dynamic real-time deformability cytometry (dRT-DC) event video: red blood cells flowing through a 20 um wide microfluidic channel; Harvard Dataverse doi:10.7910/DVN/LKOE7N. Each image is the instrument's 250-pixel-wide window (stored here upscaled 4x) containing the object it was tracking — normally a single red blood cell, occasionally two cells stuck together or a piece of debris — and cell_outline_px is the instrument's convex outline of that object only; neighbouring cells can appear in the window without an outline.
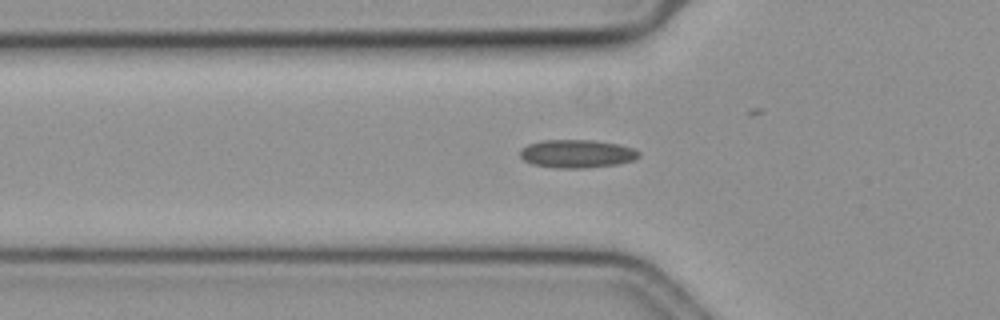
{"species": "common noctule bat (a hibernating species)", "species_latin": "Nyctalus noctula", "temperature_condition": "cold", "stored_images_in_passage": 36, "camera_frame_rate_fps": 3000, "um_per_image_px": 0.085, "animal": {"sex": "female", "body_mass_g": 19.3, "forearm_length_mm": 54.1}, "frame": {"image": 1, "passage_image": 3, "time_ms": 0.667, "image_size_px": [1000, 320], "cell_outline_px": [[640, 156], [636, 160], [616, 164], [584, 168], [556, 168], [532, 164], [524, 160], [520, 156], [520, 148], [528, 144], [540, 140], [596, 140], [616, 144], [632, 148], [640, 152]], "centroid_in_image_um": [49.02, 13.06], "position_along_channel_um": 76.8, "area_um2": 19.59}}
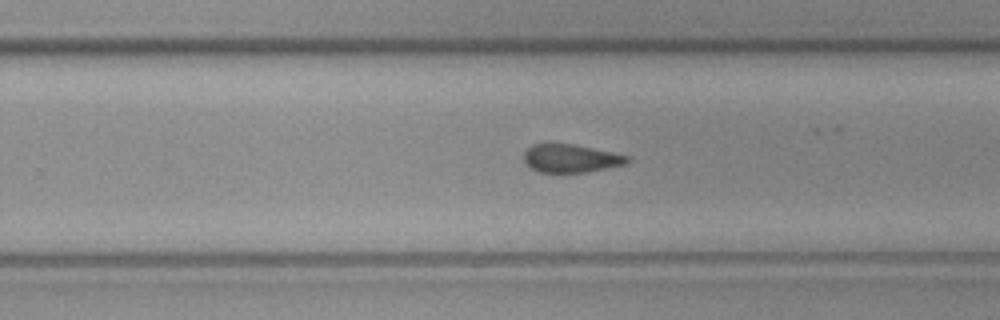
{"frame": {"image": 2, "passage_image": 20, "time_ms": 6.333, "image_size_px": [1000, 320], "cell_outline_px": [[632, 160], [628, 164], [584, 172], [536, 172], [528, 168], [524, 164], [524, 152], [532, 144], [548, 140], [572, 144], [612, 152], [628, 156]], "centroid_in_image_um": [48.44, 13.43], "position_along_channel_um": 281.4, "area_um2": 17.63}}
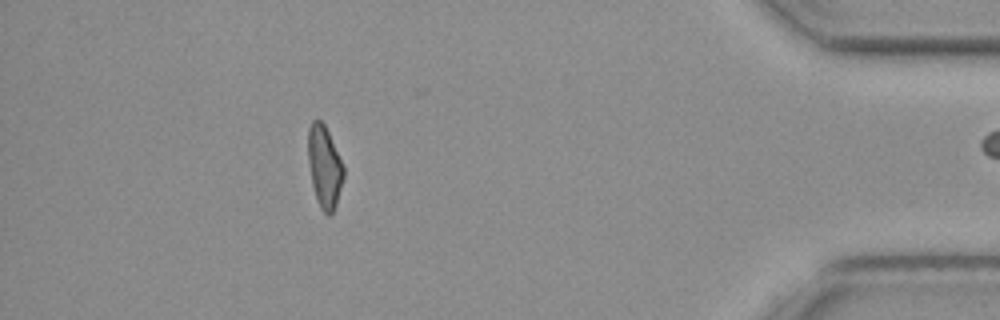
{"frame": {"image": 3, "passage_image": 35, "time_ms": 11.333, "image_size_px": [1000, 320], "cell_outline_px": [[344, 176], [336, 204], [332, 212], [328, 216], [320, 208], [316, 200], [312, 184], [308, 160], [308, 128], [312, 120], [320, 120], [324, 124], [344, 164]], "centroid_in_image_um": [27.58, 14.17], "position_along_channel_um": 407.6, "area_um2": 16.99}}